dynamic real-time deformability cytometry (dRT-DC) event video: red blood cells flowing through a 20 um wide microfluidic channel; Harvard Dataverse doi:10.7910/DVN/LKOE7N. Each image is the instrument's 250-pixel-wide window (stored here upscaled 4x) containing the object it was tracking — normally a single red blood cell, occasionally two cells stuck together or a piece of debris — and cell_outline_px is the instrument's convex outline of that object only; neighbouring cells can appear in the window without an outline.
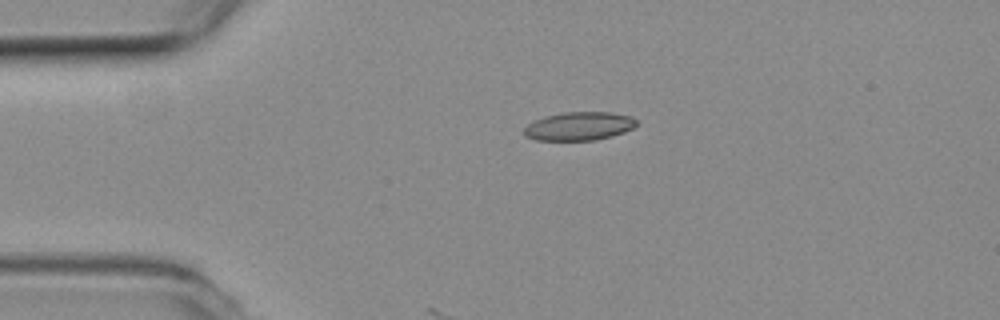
{"species": "common noctule bat (a hibernating species)", "species_latin": "Nyctalus noctula", "temperature_condition": "room temperature", "stored_images_in_passage": 3, "camera_frame_rate_fps": 3000, "um_per_image_px": 0.085, "animal": {"sex": "female", "body_mass_g": 19.3, "forearm_length_mm": 54.1}, "frame": {"image": 1, "passage_image": 2, "time_ms": 0.333, "image_size_px": [1000, 320], "cell_outline_px": [[636, 124], [632, 128], [624, 132], [612, 136], [596, 140], [536, 140], [524, 136], [524, 128], [528, 124], [544, 116], [564, 112], [612, 112], [632, 116], [636, 120]], "centroid_in_image_um": [49.22, 10.72], "position_along_channel_um": 35.8, "area_um2": 18.67}}
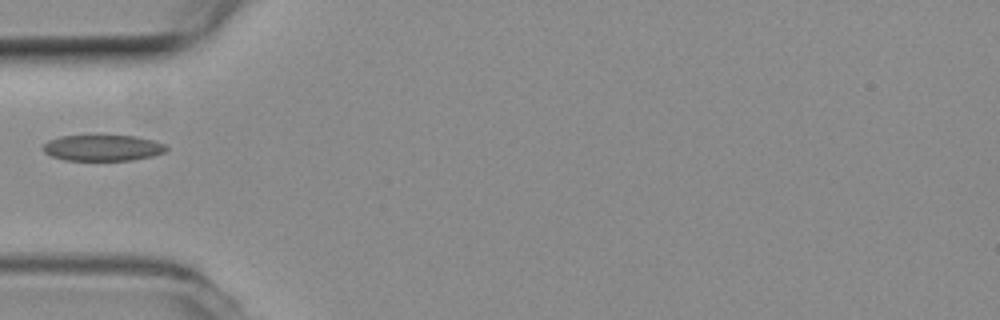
{"frame": {"image": 2, "passage_image": 3, "time_ms": 0.667, "image_size_px": [1000, 320], "cell_outline_px": [[168, 148], [164, 152], [152, 156], [132, 160], [64, 160], [52, 156], [44, 152], [40, 148], [48, 140], [60, 136], [136, 136], [152, 140], [164, 144]], "centroid_in_image_um": [8.7, 12.57], "position_along_channel_um": 76.3, "area_um2": 18.61}}